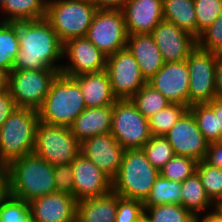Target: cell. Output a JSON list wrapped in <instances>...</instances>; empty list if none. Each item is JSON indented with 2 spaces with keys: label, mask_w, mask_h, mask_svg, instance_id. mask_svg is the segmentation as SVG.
Listing matches in <instances>:
<instances>
[{
  "label": "cell",
  "mask_w": 222,
  "mask_h": 222,
  "mask_svg": "<svg viewBox=\"0 0 222 222\" xmlns=\"http://www.w3.org/2000/svg\"><path fill=\"white\" fill-rule=\"evenodd\" d=\"M19 52L13 70H47L61 72L63 43L45 19L18 22Z\"/></svg>",
  "instance_id": "obj_1"
},
{
  "label": "cell",
  "mask_w": 222,
  "mask_h": 222,
  "mask_svg": "<svg viewBox=\"0 0 222 222\" xmlns=\"http://www.w3.org/2000/svg\"><path fill=\"white\" fill-rule=\"evenodd\" d=\"M7 168L10 196L30 202L56 192L54 166L34 153L12 160Z\"/></svg>",
  "instance_id": "obj_2"
},
{
  "label": "cell",
  "mask_w": 222,
  "mask_h": 222,
  "mask_svg": "<svg viewBox=\"0 0 222 222\" xmlns=\"http://www.w3.org/2000/svg\"><path fill=\"white\" fill-rule=\"evenodd\" d=\"M85 109L78 81L59 72L38 109L39 121L48 125L70 127Z\"/></svg>",
  "instance_id": "obj_3"
},
{
  "label": "cell",
  "mask_w": 222,
  "mask_h": 222,
  "mask_svg": "<svg viewBox=\"0 0 222 222\" xmlns=\"http://www.w3.org/2000/svg\"><path fill=\"white\" fill-rule=\"evenodd\" d=\"M38 110L17 107L0 127V164L33 154Z\"/></svg>",
  "instance_id": "obj_4"
},
{
  "label": "cell",
  "mask_w": 222,
  "mask_h": 222,
  "mask_svg": "<svg viewBox=\"0 0 222 222\" xmlns=\"http://www.w3.org/2000/svg\"><path fill=\"white\" fill-rule=\"evenodd\" d=\"M159 175L142 149L125 150L120 169L112 180V191L120 197L144 202Z\"/></svg>",
  "instance_id": "obj_5"
},
{
  "label": "cell",
  "mask_w": 222,
  "mask_h": 222,
  "mask_svg": "<svg viewBox=\"0 0 222 222\" xmlns=\"http://www.w3.org/2000/svg\"><path fill=\"white\" fill-rule=\"evenodd\" d=\"M97 10L90 0H52L47 4L45 19L64 44L86 37Z\"/></svg>",
  "instance_id": "obj_6"
},
{
  "label": "cell",
  "mask_w": 222,
  "mask_h": 222,
  "mask_svg": "<svg viewBox=\"0 0 222 222\" xmlns=\"http://www.w3.org/2000/svg\"><path fill=\"white\" fill-rule=\"evenodd\" d=\"M80 145L70 127L48 125L39 121L33 153L53 166L67 164L81 153Z\"/></svg>",
  "instance_id": "obj_7"
},
{
  "label": "cell",
  "mask_w": 222,
  "mask_h": 222,
  "mask_svg": "<svg viewBox=\"0 0 222 222\" xmlns=\"http://www.w3.org/2000/svg\"><path fill=\"white\" fill-rule=\"evenodd\" d=\"M111 134L125 149H142L150 140L149 120L130 99L117 100L112 106Z\"/></svg>",
  "instance_id": "obj_8"
},
{
  "label": "cell",
  "mask_w": 222,
  "mask_h": 222,
  "mask_svg": "<svg viewBox=\"0 0 222 222\" xmlns=\"http://www.w3.org/2000/svg\"><path fill=\"white\" fill-rule=\"evenodd\" d=\"M58 73L56 69L12 70L9 73L8 90L17 107L38 110Z\"/></svg>",
  "instance_id": "obj_9"
},
{
  "label": "cell",
  "mask_w": 222,
  "mask_h": 222,
  "mask_svg": "<svg viewBox=\"0 0 222 222\" xmlns=\"http://www.w3.org/2000/svg\"><path fill=\"white\" fill-rule=\"evenodd\" d=\"M86 37L107 57L126 48L128 32L121 9H98Z\"/></svg>",
  "instance_id": "obj_10"
},
{
  "label": "cell",
  "mask_w": 222,
  "mask_h": 222,
  "mask_svg": "<svg viewBox=\"0 0 222 222\" xmlns=\"http://www.w3.org/2000/svg\"><path fill=\"white\" fill-rule=\"evenodd\" d=\"M219 56L197 46L186 59L189 70V107L209 103L217 98L215 67Z\"/></svg>",
  "instance_id": "obj_11"
},
{
  "label": "cell",
  "mask_w": 222,
  "mask_h": 222,
  "mask_svg": "<svg viewBox=\"0 0 222 222\" xmlns=\"http://www.w3.org/2000/svg\"><path fill=\"white\" fill-rule=\"evenodd\" d=\"M106 71L117 100L130 99L147 83L133 54L126 47L107 57Z\"/></svg>",
  "instance_id": "obj_12"
},
{
  "label": "cell",
  "mask_w": 222,
  "mask_h": 222,
  "mask_svg": "<svg viewBox=\"0 0 222 222\" xmlns=\"http://www.w3.org/2000/svg\"><path fill=\"white\" fill-rule=\"evenodd\" d=\"M63 63L61 73L70 77L96 73L106 70L105 56L87 37L72 38L63 44Z\"/></svg>",
  "instance_id": "obj_13"
},
{
  "label": "cell",
  "mask_w": 222,
  "mask_h": 222,
  "mask_svg": "<svg viewBox=\"0 0 222 222\" xmlns=\"http://www.w3.org/2000/svg\"><path fill=\"white\" fill-rule=\"evenodd\" d=\"M174 154L187 156L200 162L206 159L209 142L198 128L197 121L188 109L165 135Z\"/></svg>",
  "instance_id": "obj_14"
},
{
  "label": "cell",
  "mask_w": 222,
  "mask_h": 222,
  "mask_svg": "<svg viewBox=\"0 0 222 222\" xmlns=\"http://www.w3.org/2000/svg\"><path fill=\"white\" fill-rule=\"evenodd\" d=\"M71 168L77 202L104 196L112 191V180L82 153L71 162Z\"/></svg>",
  "instance_id": "obj_15"
},
{
  "label": "cell",
  "mask_w": 222,
  "mask_h": 222,
  "mask_svg": "<svg viewBox=\"0 0 222 222\" xmlns=\"http://www.w3.org/2000/svg\"><path fill=\"white\" fill-rule=\"evenodd\" d=\"M147 83L171 103L189 108V70L186 61L166 62Z\"/></svg>",
  "instance_id": "obj_16"
},
{
  "label": "cell",
  "mask_w": 222,
  "mask_h": 222,
  "mask_svg": "<svg viewBox=\"0 0 222 222\" xmlns=\"http://www.w3.org/2000/svg\"><path fill=\"white\" fill-rule=\"evenodd\" d=\"M81 153L113 180L122 162L125 149L111 133L98 134L84 140Z\"/></svg>",
  "instance_id": "obj_17"
},
{
  "label": "cell",
  "mask_w": 222,
  "mask_h": 222,
  "mask_svg": "<svg viewBox=\"0 0 222 222\" xmlns=\"http://www.w3.org/2000/svg\"><path fill=\"white\" fill-rule=\"evenodd\" d=\"M151 35L158 46L164 62L186 61L197 47V39L174 23L162 20Z\"/></svg>",
  "instance_id": "obj_18"
},
{
  "label": "cell",
  "mask_w": 222,
  "mask_h": 222,
  "mask_svg": "<svg viewBox=\"0 0 222 222\" xmlns=\"http://www.w3.org/2000/svg\"><path fill=\"white\" fill-rule=\"evenodd\" d=\"M32 222H73L76 220L77 201L75 197L54 192L28 202Z\"/></svg>",
  "instance_id": "obj_19"
},
{
  "label": "cell",
  "mask_w": 222,
  "mask_h": 222,
  "mask_svg": "<svg viewBox=\"0 0 222 222\" xmlns=\"http://www.w3.org/2000/svg\"><path fill=\"white\" fill-rule=\"evenodd\" d=\"M121 10L128 35L151 34L164 20L163 0H128Z\"/></svg>",
  "instance_id": "obj_20"
},
{
  "label": "cell",
  "mask_w": 222,
  "mask_h": 222,
  "mask_svg": "<svg viewBox=\"0 0 222 222\" xmlns=\"http://www.w3.org/2000/svg\"><path fill=\"white\" fill-rule=\"evenodd\" d=\"M137 61L140 71L148 81L165 63L151 34L128 35L126 46Z\"/></svg>",
  "instance_id": "obj_21"
},
{
  "label": "cell",
  "mask_w": 222,
  "mask_h": 222,
  "mask_svg": "<svg viewBox=\"0 0 222 222\" xmlns=\"http://www.w3.org/2000/svg\"><path fill=\"white\" fill-rule=\"evenodd\" d=\"M74 78L82 89L86 108L113 106L117 101L113 95L110 78L106 70L81 74Z\"/></svg>",
  "instance_id": "obj_22"
},
{
  "label": "cell",
  "mask_w": 222,
  "mask_h": 222,
  "mask_svg": "<svg viewBox=\"0 0 222 222\" xmlns=\"http://www.w3.org/2000/svg\"><path fill=\"white\" fill-rule=\"evenodd\" d=\"M112 106L86 108L70 126L72 134L82 143L98 134L111 133Z\"/></svg>",
  "instance_id": "obj_23"
},
{
  "label": "cell",
  "mask_w": 222,
  "mask_h": 222,
  "mask_svg": "<svg viewBox=\"0 0 222 222\" xmlns=\"http://www.w3.org/2000/svg\"><path fill=\"white\" fill-rule=\"evenodd\" d=\"M117 193H110L77 202L78 222H115Z\"/></svg>",
  "instance_id": "obj_24"
},
{
  "label": "cell",
  "mask_w": 222,
  "mask_h": 222,
  "mask_svg": "<svg viewBox=\"0 0 222 222\" xmlns=\"http://www.w3.org/2000/svg\"><path fill=\"white\" fill-rule=\"evenodd\" d=\"M163 17L197 39L194 0H163Z\"/></svg>",
  "instance_id": "obj_25"
},
{
  "label": "cell",
  "mask_w": 222,
  "mask_h": 222,
  "mask_svg": "<svg viewBox=\"0 0 222 222\" xmlns=\"http://www.w3.org/2000/svg\"><path fill=\"white\" fill-rule=\"evenodd\" d=\"M47 4L43 0H5L1 22H22L45 18ZM6 14V15H5Z\"/></svg>",
  "instance_id": "obj_26"
},
{
  "label": "cell",
  "mask_w": 222,
  "mask_h": 222,
  "mask_svg": "<svg viewBox=\"0 0 222 222\" xmlns=\"http://www.w3.org/2000/svg\"><path fill=\"white\" fill-rule=\"evenodd\" d=\"M181 190L183 192L181 205L194 216L206 213V210L216 207L209 199L196 172L181 183Z\"/></svg>",
  "instance_id": "obj_27"
},
{
  "label": "cell",
  "mask_w": 222,
  "mask_h": 222,
  "mask_svg": "<svg viewBox=\"0 0 222 222\" xmlns=\"http://www.w3.org/2000/svg\"><path fill=\"white\" fill-rule=\"evenodd\" d=\"M182 198L181 183L168 180L159 175L152 186L149 196L143 202V205L144 207L164 204L181 205Z\"/></svg>",
  "instance_id": "obj_28"
},
{
  "label": "cell",
  "mask_w": 222,
  "mask_h": 222,
  "mask_svg": "<svg viewBox=\"0 0 222 222\" xmlns=\"http://www.w3.org/2000/svg\"><path fill=\"white\" fill-rule=\"evenodd\" d=\"M18 52V22L0 21V67L10 73Z\"/></svg>",
  "instance_id": "obj_29"
},
{
  "label": "cell",
  "mask_w": 222,
  "mask_h": 222,
  "mask_svg": "<svg viewBox=\"0 0 222 222\" xmlns=\"http://www.w3.org/2000/svg\"><path fill=\"white\" fill-rule=\"evenodd\" d=\"M139 112L148 120L157 112L167 107L171 102L148 83L144 84L130 98Z\"/></svg>",
  "instance_id": "obj_30"
},
{
  "label": "cell",
  "mask_w": 222,
  "mask_h": 222,
  "mask_svg": "<svg viewBox=\"0 0 222 222\" xmlns=\"http://www.w3.org/2000/svg\"><path fill=\"white\" fill-rule=\"evenodd\" d=\"M196 173L209 199L215 205L222 203V169L211 165L204 159L197 163Z\"/></svg>",
  "instance_id": "obj_31"
},
{
  "label": "cell",
  "mask_w": 222,
  "mask_h": 222,
  "mask_svg": "<svg viewBox=\"0 0 222 222\" xmlns=\"http://www.w3.org/2000/svg\"><path fill=\"white\" fill-rule=\"evenodd\" d=\"M188 109V107L182 104L171 103L164 109L155 113L149 119L151 135L165 136Z\"/></svg>",
  "instance_id": "obj_32"
},
{
  "label": "cell",
  "mask_w": 222,
  "mask_h": 222,
  "mask_svg": "<svg viewBox=\"0 0 222 222\" xmlns=\"http://www.w3.org/2000/svg\"><path fill=\"white\" fill-rule=\"evenodd\" d=\"M144 215L150 222H195V216L178 204L144 207Z\"/></svg>",
  "instance_id": "obj_33"
},
{
  "label": "cell",
  "mask_w": 222,
  "mask_h": 222,
  "mask_svg": "<svg viewBox=\"0 0 222 222\" xmlns=\"http://www.w3.org/2000/svg\"><path fill=\"white\" fill-rule=\"evenodd\" d=\"M189 110L195 117L199 130L209 143L221 141L217 116L206 103L191 105Z\"/></svg>",
  "instance_id": "obj_34"
},
{
  "label": "cell",
  "mask_w": 222,
  "mask_h": 222,
  "mask_svg": "<svg viewBox=\"0 0 222 222\" xmlns=\"http://www.w3.org/2000/svg\"><path fill=\"white\" fill-rule=\"evenodd\" d=\"M198 161L187 156H173L160 170L162 177L182 183L196 172Z\"/></svg>",
  "instance_id": "obj_35"
},
{
  "label": "cell",
  "mask_w": 222,
  "mask_h": 222,
  "mask_svg": "<svg viewBox=\"0 0 222 222\" xmlns=\"http://www.w3.org/2000/svg\"><path fill=\"white\" fill-rule=\"evenodd\" d=\"M142 150L149 162L158 170L175 156L173 148L165 136H151Z\"/></svg>",
  "instance_id": "obj_36"
},
{
  "label": "cell",
  "mask_w": 222,
  "mask_h": 222,
  "mask_svg": "<svg viewBox=\"0 0 222 222\" xmlns=\"http://www.w3.org/2000/svg\"><path fill=\"white\" fill-rule=\"evenodd\" d=\"M0 222H32L29 203L9 195L0 206Z\"/></svg>",
  "instance_id": "obj_37"
},
{
  "label": "cell",
  "mask_w": 222,
  "mask_h": 222,
  "mask_svg": "<svg viewBox=\"0 0 222 222\" xmlns=\"http://www.w3.org/2000/svg\"><path fill=\"white\" fill-rule=\"evenodd\" d=\"M197 18V39L222 13V0H194Z\"/></svg>",
  "instance_id": "obj_38"
},
{
  "label": "cell",
  "mask_w": 222,
  "mask_h": 222,
  "mask_svg": "<svg viewBox=\"0 0 222 222\" xmlns=\"http://www.w3.org/2000/svg\"><path fill=\"white\" fill-rule=\"evenodd\" d=\"M197 46L204 51L222 55V13L201 33L197 39Z\"/></svg>",
  "instance_id": "obj_39"
},
{
  "label": "cell",
  "mask_w": 222,
  "mask_h": 222,
  "mask_svg": "<svg viewBox=\"0 0 222 222\" xmlns=\"http://www.w3.org/2000/svg\"><path fill=\"white\" fill-rule=\"evenodd\" d=\"M144 215V205L140 200L120 197L117 194L115 222H138Z\"/></svg>",
  "instance_id": "obj_40"
},
{
  "label": "cell",
  "mask_w": 222,
  "mask_h": 222,
  "mask_svg": "<svg viewBox=\"0 0 222 222\" xmlns=\"http://www.w3.org/2000/svg\"><path fill=\"white\" fill-rule=\"evenodd\" d=\"M55 191L74 197V179L71 163L54 166Z\"/></svg>",
  "instance_id": "obj_41"
},
{
  "label": "cell",
  "mask_w": 222,
  "mask_h": 222,
  "mask_svg": "<svg viewBox=\"0 0 222 222\" xmlns=\"http://www.w3.org/2000/svg\"><path fill=\"white\" fill-rule=\"evenodd\" d=\"M17 108L9 90L0 93V127Z\"/></svg>",
  "instance_id": "obj_42"
},
{
  "label": "cell",
  "mask_w": 222,
  "mask_h": 222,
  "mask_svg": "<svg viewBox=\"0 0 222 222\" xmlns=\"http://www.w3.org/2000/svg\"><path fill=\"white\" fill-rule=\"evenodd\" d=\"M205 160L211 165L222 169V141L209 143Z\"/></svg>",
  "instance_id": "obj_43"
},
{
  "label": "cell",
  "mask_w": 222,
  "mask_h": 222,
  "mask_svg": "<svg viewBox=\"0 0 222 222\" xmlns=\"http://www.w3.org/2000/svg\"><path fill=\"white\" fill-rule=\"evenodd\" d=\"M10 195L9 171L7 165L0 164V206Z\"/></svg>",
  "instance_id": "obj_44"
},
{
  "label": "cell",
  "mask_w": 222,
  "mask_h": 222,
  "mask_svg": "<svg viewBox=\"0 0 222 222\" xmlns=\"http://www.w3.org/2000/svg\"><path fill=\"white\" fill-rule=\"evenodd\" d=\"M97 9H121L128 0H90Z\"/></svg>",
  "instance_id": "obj_45"
},
{
  "label": "cell",
  "mask_w": 222,
  "mask_h": 222,
  "mask_svg": "<svg viewBox=\"0 0 222 222\" xmlns=\"http://www.w3.org/2000/svg\"><path fill=\"white\" fill-rule=\"evenodd\" d=\"M215 88H216L217 98L222 99V55H220L216 61Z\"/></svg>",
  "instance_id": "obj_46"
},
{
  "label": "cell",
  "mask_w": 222,
  "mask_h": 222,
  "mask_svg": "<svg viewBox=\"0 0 222 222\" xmlns=\"http://www.w3.org/2000/svg\"><path fill=\"white\" fill-rule=\"evenodd\" d=\"M203 214L195 216V222H222V214L216 208L213 211H207L206 214Z\"/></svg>",
  "instance_id": "obj_47"
},
{
  "label": "cell",
  "mask_w": 222,
  "mask_h": 222,
  "mask_svg": "<svg viewBox=\"0 0 222 222\" xmlns=\"http://www.w3.org/2000/svg\"><path fill=\"white\" fill-rule=\"evenodd\" d=\"M217 116L218 128L221 131V141H222V99L215 98L211 102L206 103Z\"/></svg>",
  "instance_id": "obj_48"
},
{
  "label": "cell",
  "mask_w": 222,
  "mask_h": 222,
  "mask_svg": "<svg viewBox=\"0 0 222 222\" xmlns=\"http://www.w3.org/2000/svg\"><path fill=\"white\" fill-rule=\"evenodd\" d=\"M9 73L0 67V93L8 90Z\"/></svg>",
  "instance_id": "obj_49"
},
{
  "label": "cell",
  "mask_w": 222,
  "mask_h": 222,
  "mask_svg": "<svg viewBox=\"0 0 222 222\" xmlns=\"http://www.w3.org/2000/svg\"><path fill=\"white\" fill-rule=\"evenodd\" d=\"M138 222H150V221L145 215H143L142 218Z\"/></svg>",
  "instance_id": "obj_50"
},
{
  "label": "cell",
  "mask_w": 222,
  "mask_h": 222,
  "mask_svg": "<svg viewBox=\"0 0 222 222\" xmlns=\"http://www.w3.org/2000/svg\"><path fill=\"white\" fill-rule=\"evenodd\" d=\"M222 214V203H219L215 207Z\"/></svg>",
  "instance_id": "obj_51"
},
{
  "label": "cell",
  "mask_w": 222,
  "mask_h": 222,
  "mask_svg": "<svg viewBox=\"0 0 222 222\" xmlns=\"http://www.w3.org/2000/svg\"><path fill=\"white\" fill-rule=\"evenodd\" d=\"M4 1L5 0H0V9L2 8Z\"/></svg>",
  "instance_id": "obj_52"
},
{
  "label": "cell",
  "mask_w": 222,
  "mask_h": 222,
  "mask_svg": "<svg viewBox=\"0 0 222 222\" xmlns=\"http://www.w3.org/2000/svg\"><path fill=\"white\" fill-rule=\"evenodd\" d=\"M46 4L50 3L52 0H43Z\"/></svg>",
  "instance_id": "obj_53"
}]
</instances>
